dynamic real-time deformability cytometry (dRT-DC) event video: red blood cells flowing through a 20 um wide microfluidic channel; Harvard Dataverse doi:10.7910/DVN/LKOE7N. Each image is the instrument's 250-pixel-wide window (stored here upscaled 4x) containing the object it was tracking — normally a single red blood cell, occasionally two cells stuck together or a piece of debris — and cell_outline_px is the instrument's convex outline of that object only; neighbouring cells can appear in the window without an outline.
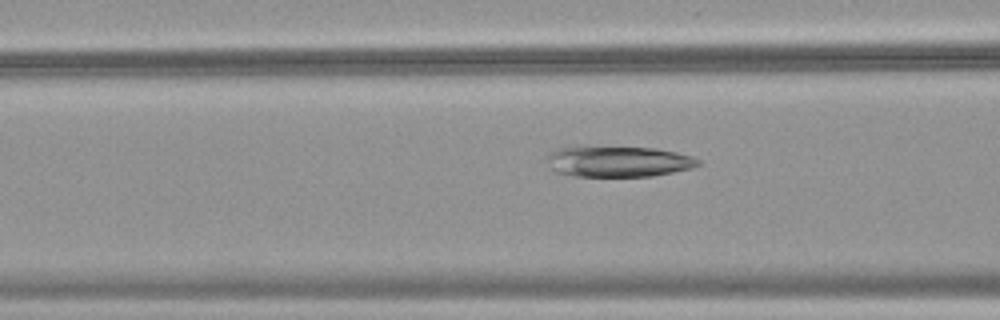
{"species": "common noctule bat (a hibernating species)", "species_latin": "Nyctalus noctula", "temperature_condition": "warm", "stored_images_in_passage": 30, "camera_frame_rate_fps": 3000, "um_per_image_px": 0.085, "animal": {"sex": "female", "body_mass_g": 18.4}, "frame": {"image": 1, "passage_image": 9, "time_ms": 2.667, "image_size_px": [1000, 320], "cell_outline_px": [[700, 164], [692, 168], [652, 176], [576, 176], [556, 172], [552, 168], [548, 156], [552, 152], [560, 148], [656, 148], [676, 152], [692, 156], [700, 160]], "centroid_in_image_um": [52.65, 13.75], "position_along_channel_um": 114.0, "area_um2": 26.3}}
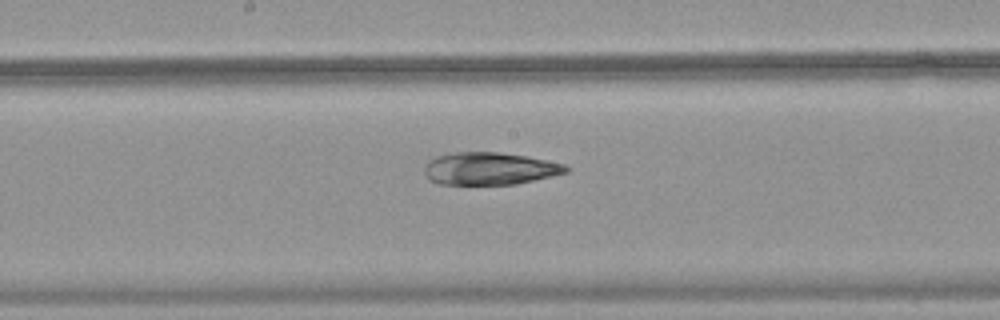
{"frame": {"image": 2, "passage_image": 16, "time_ms": 5.0, "image_size_px": [1000, 320], "cell_outline_px": [[568, 172], [516, 184], [440, 184], [428, 180], [424, 172], [424, 168], [428, 160], [436, 156], [456, 152], [500, 152], [528, 156], [564, 164], [568, 168]], "centroid_in_image_um": [41.58, 14.32], "position_along_channel_um": 206.6, "area_um2": 26.76}}
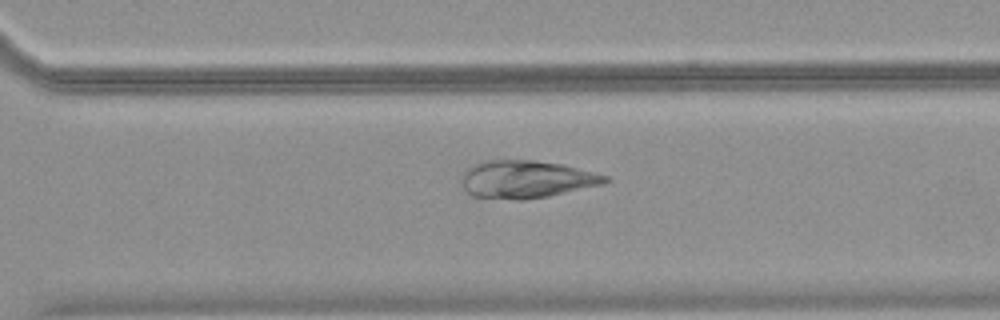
{"frame": {"image": 3, "passage_image": 25, "time_ms": 8.0, "image_size_px": [1000, 320], "cell_outline_px": [[612, 180], [604, 184], [548, 196], [524, 200], [516, 200], [472, 196], [464, 188], [460, 180], [460, 176], [472, 164], [480, 160], [532, 160], [564, 164], [608, 176]], "centroid_in_image_um": [44.72, 15.23], "position_along_channel_um": 325.9, "area_um2": 31.79}}